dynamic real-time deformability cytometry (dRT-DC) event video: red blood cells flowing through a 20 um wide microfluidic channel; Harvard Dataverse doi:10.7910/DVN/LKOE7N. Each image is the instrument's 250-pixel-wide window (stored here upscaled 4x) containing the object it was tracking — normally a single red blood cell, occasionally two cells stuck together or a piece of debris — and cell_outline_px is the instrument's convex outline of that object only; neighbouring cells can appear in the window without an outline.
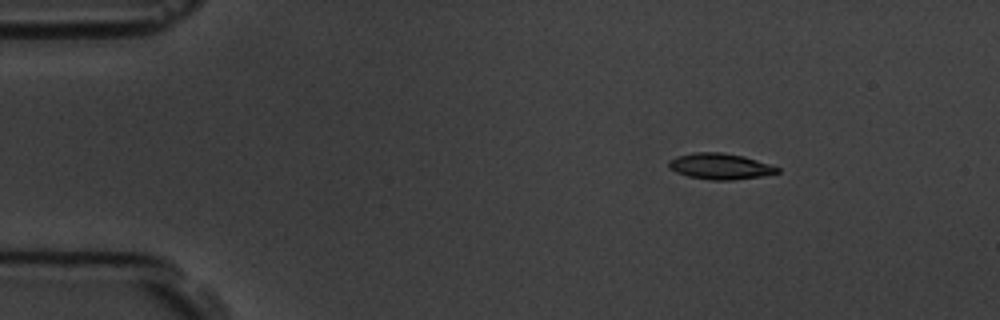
{"species": "common noctule bat (a hibernating species)", "species_latin": "Nyctalus noctula", "temperature_condition": "room temperature", "stored_images_in_passage": 6, "camera_frame_rate_fps": 3000, "um_per_image_px": 0.085, "animal": {"sex": "male", "body_mass_g": 19.5, "forearm_length_mm": 54.6}, "frame": {"image": 1, "passage_image": 3, "time_ms": 2.333, "image_size_px": [1000, 320], "cell_outline_px": [[780, 172], [764, 176], [732, 180], [712, 180], [688, 176], [676, 172], [668, 168], [668, 160], [676, 156], [696, 152], [724, 152], [744, 156], [780, 168]], "centroid_in_image_um": [61.19, 14.13], "position_along_channel_um": 23.8, "area_um2": 16.53}}
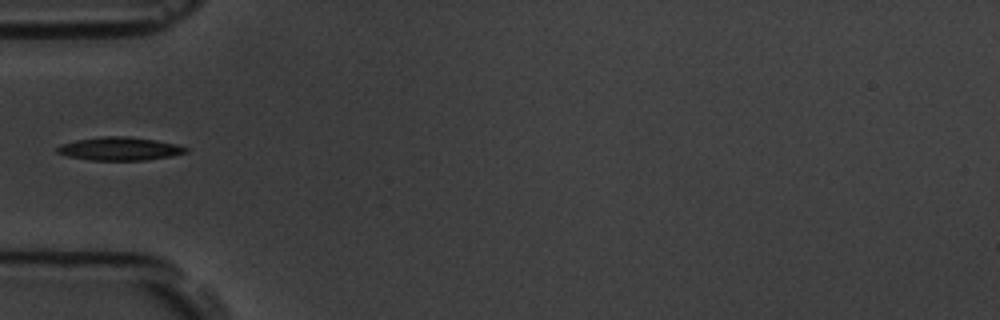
{"frame": {"image": 2, "passage_image": 6, "time_ms": 5.667, "image_size_px": [1000, 320], "cell_outline_px": [[188, 152], [172, 156], [148, 160], [92, 160], [68, 156], [56, 152], [56, 148], [60, 144], [76, 140], [100, 136], [128, 136], [156, 140], [176, 144], [188, 148]], "centroid_in_image_um": [10.18, 12.64], "position_along_channel_um": 74.8, "area_um2": 17.51}}